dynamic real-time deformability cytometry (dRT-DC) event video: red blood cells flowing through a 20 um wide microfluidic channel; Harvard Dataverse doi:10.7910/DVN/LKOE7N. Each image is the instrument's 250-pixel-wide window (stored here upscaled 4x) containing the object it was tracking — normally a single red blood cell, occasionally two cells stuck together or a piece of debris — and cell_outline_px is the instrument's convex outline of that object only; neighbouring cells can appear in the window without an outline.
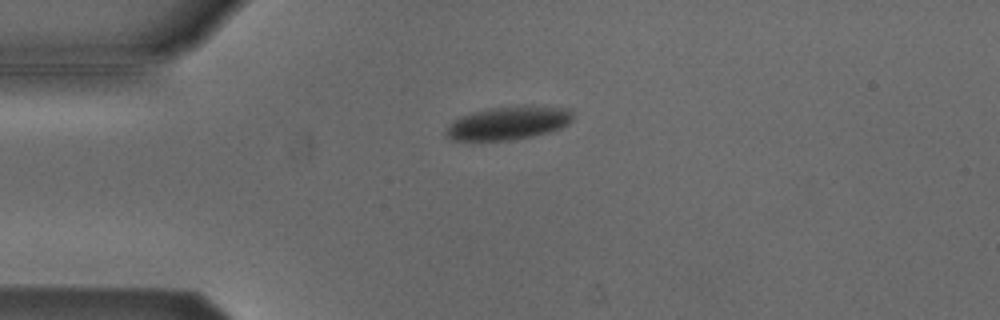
{"species": "Egyptian fruit bat (a non-hibernating species)", "species_latin": "Rousettus aegyptiacus", "temperature_condition": "cold", "stored_images_in_passage": 48, "camera_frame_rate_fps": 3000, "um_per_image_px": 0.085, "animal": {"sex": "male"}, "frame": {"image": 1, "passage_image": 7, "time_ms": 2.0, "image_size_px": [1000, 320], "cell_outline_px": [[572, 120], [568, 124], [560, 128], [528, 136], [508, 140], [452, 140], [444, 136], [444, 132], [448, 124], [452, 120], [460, 116], [488, 108], [524, 104], [532, 104], [572, 108]], "centroid_in_image_um": [43.19, 10.41], "position_along_channel_um": 41.8, "area_um2": 24.97}}
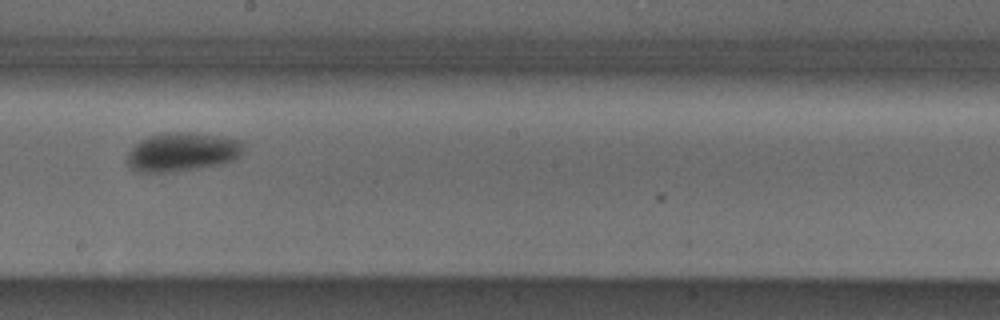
{"frame": {"image": 2, "passage_image": 24, "time_ms": 7.667, "image_size_px": [1000, 320], "cell_outline_px": [[244, 152], [232, 160], [220, 164], [196, 168], [164, 172], [140, 172], [128, 168], [128, 152], [140, 140], [160, 132], [188, 132], [224, 136], [244, 140]], "centroid_in_image_um": [15.52, 12.89], "position_along_channel_um": 232.7, "area_um2": 26.41}}
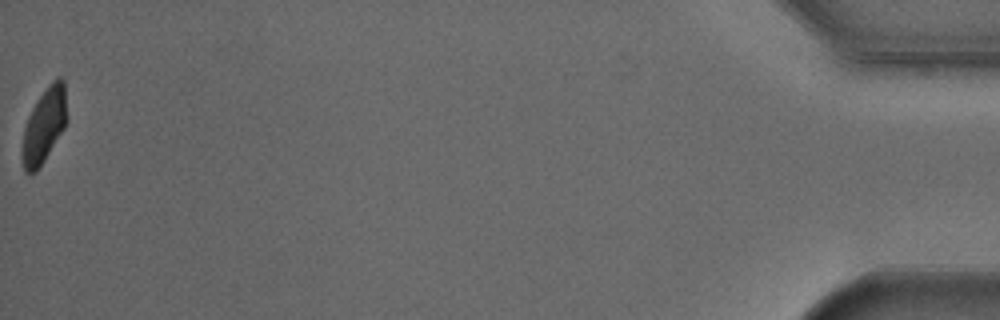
{"frame": {"image": 3, "passage_image": 48, "time_ms": 15.667, "image_size_px": [1000, 320], "cell_outline_px": [[64, 128], [44, 160], [36, 172], [24, 172], [20, 156], [20, 152], [24, 128], [28, 116], [36, 100], [48, 84], [56, 76], [60, 76], [64, 80]], "centroid_in_image_um": [3.68, 10.68], "position_along_channel_um": 431.5, "area_um2": 19.19}, "authors_computed_cell_mechanics": {"area_um2": 24.3627, "velocity_mm_per_s": 3.7949, "shape_relaxation_time_tau1_ms": 2.2668, "shape_relaxation_time_tau2_ms": null, "deformation_change_tau1": 0.071, "deformation_change_tau2": null}}